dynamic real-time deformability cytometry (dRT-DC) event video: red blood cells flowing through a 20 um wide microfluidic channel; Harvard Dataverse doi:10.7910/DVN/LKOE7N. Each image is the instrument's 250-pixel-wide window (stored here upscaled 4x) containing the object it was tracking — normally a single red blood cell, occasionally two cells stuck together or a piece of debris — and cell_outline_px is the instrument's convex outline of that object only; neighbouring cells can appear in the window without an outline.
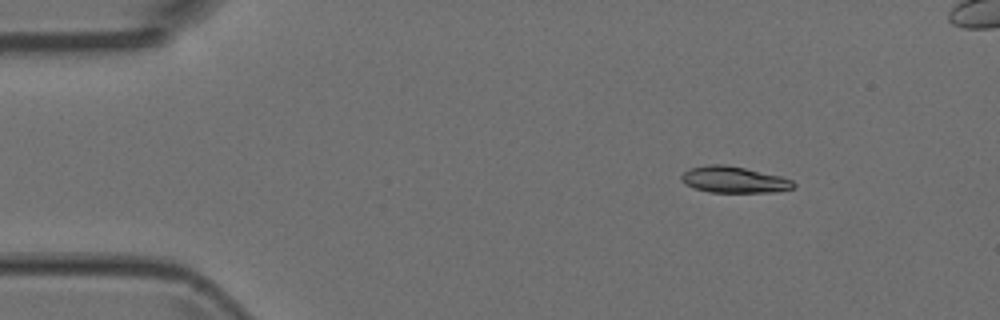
{"species": "Egyptian fruit bat (a non-hibernating species)", "species_latin": "Rousettus aegyptiacus", "temperature_condition": "room temperature", "stored_images_in_passage": 5, "camera_frame_rate_fps": 3000, "um_per_image_px": 0.085, "animal": {"sex": "female"}, "frame": {"image": 1, "passage_image": 2, "time_ms": 0.333, "image_size_px": [1000, 320], "cell_outline_px": [[796, 184], [792, 188], [772, 192], [708, 192], [684, 184], [680, 180], [680, 176], [684, 172], [692, 168], [708, 164], [724, 164], [744, 168], [780, 176], [792, 180]], "centroid_in_image_um": [62.35, 15.27], "position_along_channel_um": 22.6, "area_um2": 17.05}}
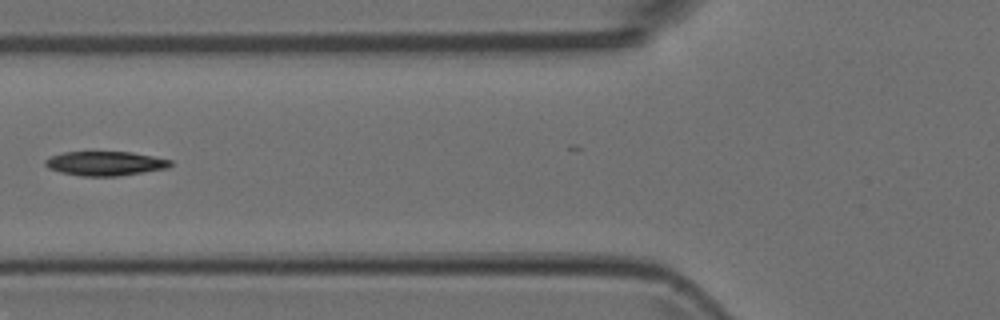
{"frame": {"image": 2, "passage_image": 5, "time_ms": 1.333, "image_size_px": [1000, 320], "cell_outline_px": [[172, 164], [168, 168], [120, 176], [80, 176], [60, 172], [48, 168], [44, 164], [44, 160], [52, 156], [64, 152], [132, 152], [172, 160]], "centroid_in_image_um": [8.94, 13.9], "position_along_channel_um": 116.9, "area_um2": 17.74}}